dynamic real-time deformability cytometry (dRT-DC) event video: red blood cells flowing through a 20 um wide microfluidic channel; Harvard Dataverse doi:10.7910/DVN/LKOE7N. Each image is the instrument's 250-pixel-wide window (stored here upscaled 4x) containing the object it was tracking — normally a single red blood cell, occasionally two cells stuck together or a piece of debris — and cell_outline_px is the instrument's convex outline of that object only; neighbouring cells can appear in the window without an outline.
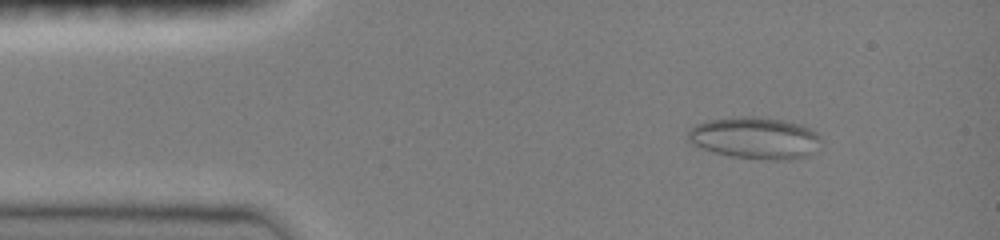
{"species": "common noctule bat (a hibernating species)", "species_latin": "Nyctalus noctula", "temperature_condition": "room temperature", "stored_images_in_passage": 50, "camera_frame_rate_fps": 3000, "um_per_image_px": 0.085, "animal": {"sex": "female", "body_mass_g": 19.0, "forearm_length_mm": 51.5}, "frame": {"image": 1, "passage_image": 6, "time_ms": 1.667, "image_size_px": [1000, 240], "cell_outline_px": [[824, 140], [808, 156], [792, 160], [772, 160], [732, 156], [700, 148], [692, 144], [688, 140], [688, 132], [696, 124], [708, 120], [740, 116], [756, 116], [784, 120], [804, 124], [812, 128]], "centroid_in_image_um": [64.24, 11.72], "position_along_channel_um": 20.8, "area_um2": 32.77}}
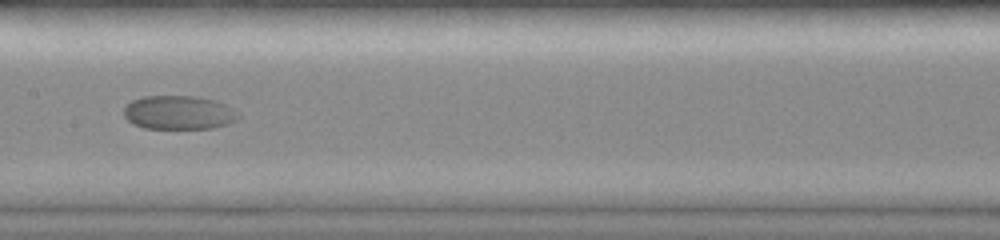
{"frame": {"image": 2, "passage_image": 25, "time_ms": 8.0, "image_size_px": [1000, 240], "cell_outline_px": [[240, 116], [236, 120], [228, 124], [212, 128], [144, 128], [132, 124], [124, 116], [124, 108], [132, 100], [144, 96], [196, 96], [216, 100], [240, 112]], "centroid_in_image_um": [15.21, 9.56], "position_along_channel_um": 192.2, "area_um2": 22.66}}
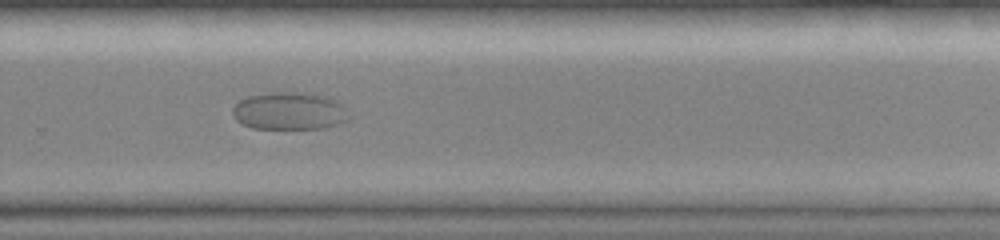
{"frame": {"image": 3, "passage_image": 34, "time_ms": 11.0, "image_size_px": [1000, 240], "cell_outline_px": [[352, 116], [348, 120], [336, 124], [320, 128], [252, 128], [236, 120], [232, 112], [232, 108], [240, 100], [248, 96], [280, 92], [304, 92], [328, 96], [344, 104]], "centroid_in_image_um": [24.66, 9.42], "position_along_channel_um": 305.1, "area_um2": 25.55}}